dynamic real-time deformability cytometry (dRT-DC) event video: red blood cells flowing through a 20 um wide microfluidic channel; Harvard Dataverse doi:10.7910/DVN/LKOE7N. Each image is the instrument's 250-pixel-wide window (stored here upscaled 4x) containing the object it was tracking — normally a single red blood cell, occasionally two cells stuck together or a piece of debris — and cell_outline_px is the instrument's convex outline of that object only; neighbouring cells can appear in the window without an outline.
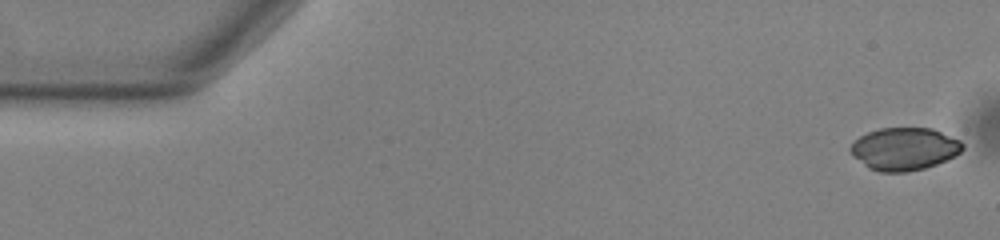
{"species": "common noctule bat (a hibernating species)", "species_latin": "Nyctalus noctula", "temperature_condition": "warm", "stored_images_in_passage": 51, "camera_frame_rate_fps": 3000, "um_per_image_px": 0.085, "animal": {"sex": "male", "body_mass_g": 13.0, "forearm_length_mm": 53.1}, "frame": {"image": 1, "passage_image": 1, "time_ms": 0.0, "image_size_px": [1000, 240], "cell_outline_px": [[964, 148], [960, 152], [936, 164], [924, 168], [904, 172], [880, 172], [868, 168], [848, 148], [860, 136], [868, 132], [880, 128], [932, 128], [960, 140], [964, 144]], "centroid_in_image_um": [76.88, 12.64], "position_along_channel_um": 8.1, "area_um2": 27.46}}
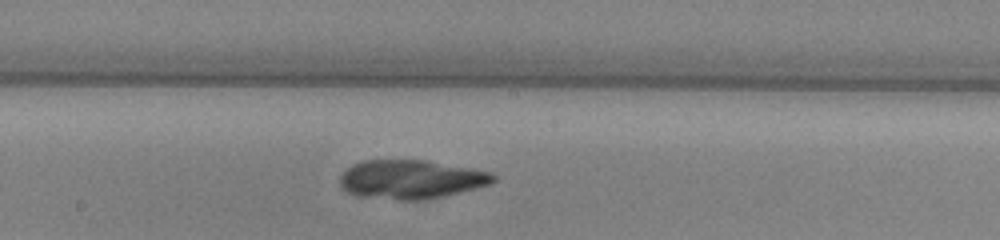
{"frame": {"image": 2, "passage_image": 28, "time_ms": 9.0, "image_size_px": [1000, 240], "cell_outline_px": [[496, 180], [492, 184], [460, 192], [440, 196], [416, 200], [400, 200], [356, 196], [348, 192], [340, 184], [340, 176], [352, 164], [364, 160], [424, 160], [472, 168], [492, 172], [496, 176]], "centroid_in_image_um": [34.95, 15.24], "position_along_channel_um": 213.3, "area_um2": 34.62}}
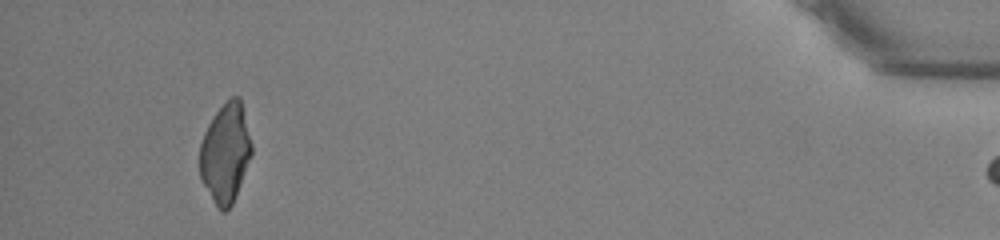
{"frame": {"image": 3, "passage_image": 50, "time_ms": 16.333, "image_size_px": [1000, 240], "cell_outline_px": [[252, 152], [232, 204], [224, 212], [220, 212], [216, 208], [200, 180], [200, 144], [204, 132], [208, 124], [216, 112], [232, 96], [240, 96], [252, 144]], "centroid_in_image_um": [19.14, 13.03], "position_along_channel_um": 416.1, "area_um2": 29.88}}